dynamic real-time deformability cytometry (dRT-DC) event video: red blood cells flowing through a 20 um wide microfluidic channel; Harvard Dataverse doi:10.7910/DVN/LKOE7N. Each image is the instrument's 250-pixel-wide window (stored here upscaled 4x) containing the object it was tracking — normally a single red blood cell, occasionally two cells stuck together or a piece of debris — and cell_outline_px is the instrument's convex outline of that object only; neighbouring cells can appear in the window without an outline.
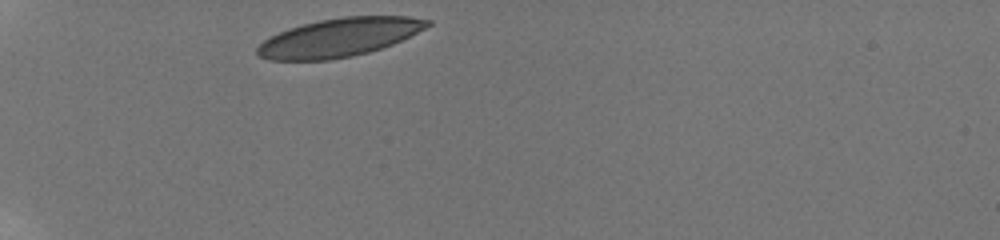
{"species": "human", "species_latin": "Homo sapiens", "temperature_condition": "room temperature", "stored_images_in_passage": 4, "camera_frame_rate_fps": 3000, "um_per_image_px": 0.085, "donor": {"sex": "male"}, "frame": {"image": 1, "passage_image": 1, "time_ms": 0.0, "image_size_px": [1000, 240], "cell_outline_px": [[432, 24], [392, 44], [368, 52], [352, 56], [332, 60], [268, 60], [260, 56], [256, 52], [256, 48], [264, 40], [280, 32], [304, 24], [320, 20], [344, 16], [408, 16], [432, 20]], "centroid_in_image_um": [28.83, 3.19], "position_along_channel_um": 56.2, "area_um2": 37.69}}